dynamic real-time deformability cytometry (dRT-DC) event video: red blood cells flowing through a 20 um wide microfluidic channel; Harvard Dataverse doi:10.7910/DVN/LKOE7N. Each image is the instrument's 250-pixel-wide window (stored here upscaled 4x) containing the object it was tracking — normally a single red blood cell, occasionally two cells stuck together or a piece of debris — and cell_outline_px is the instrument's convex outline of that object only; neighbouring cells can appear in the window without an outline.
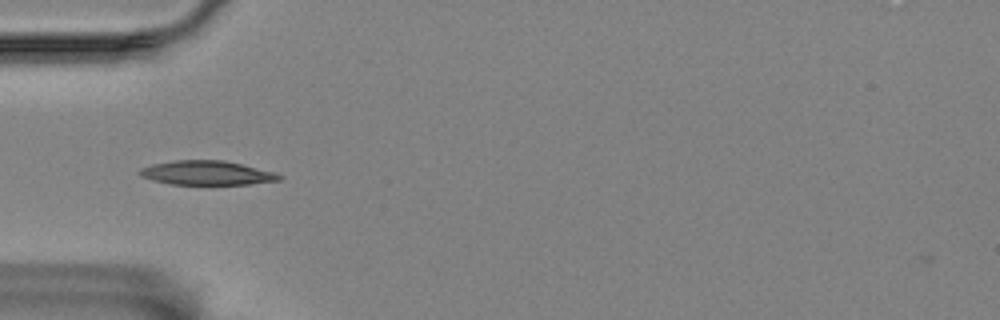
{"species": "Egyptian fruit bat (a non-hibernating species)", "species_latin": "Rousettus aegyptiacus", "temperature_condition": "room temperature", "stored_images_in_passage": 40, "camera_frame_rate_fps": 3000, "um_per_image_px": 0.085, "animal": {"sex": "female"}, "frame": {"image": 1, "passage_image": 1, "time_ms": 0.0, "image_size_px": [1000, 320], "cell_outline_px": [[284, 176], [280, 180], [248, 184], [168, 184], [152, 180], [140, 176], [136, 172], [140, 168], [152, 164], [172, 160], [224, 160], [276, 172]], "centroid_in_image_um": [17.55, 14.69], "position_along_channel_um": 67.5, "area_um2": 19.83}}
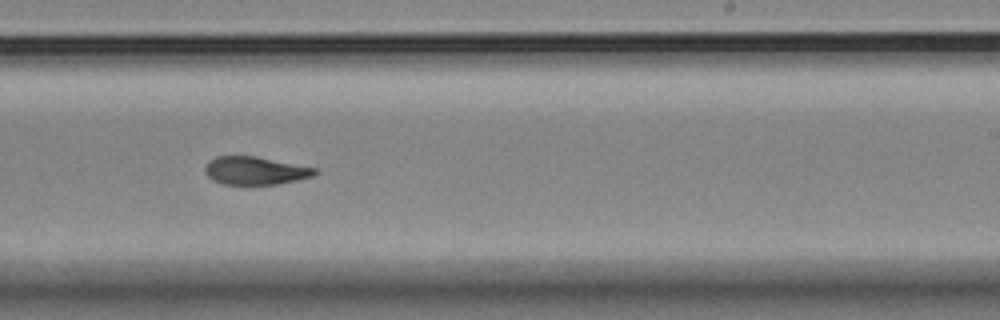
{"frame": {"image": 2, "passage_image": 18, "time_ms": 5.667, "image_size_px": [1000, 320], "cell_outline_px": [[320, 172], [312, 176], [296, 180], [276, 184], [220, 184], [212, 180], [204, 172], [204, 168], [208, 160], [216, 156], [256, 156], [316, 168]], "centroid_in_image_um": [21.65, 14.5], "position_along_channel_um": 267.3, "area_um2": 17.98}}
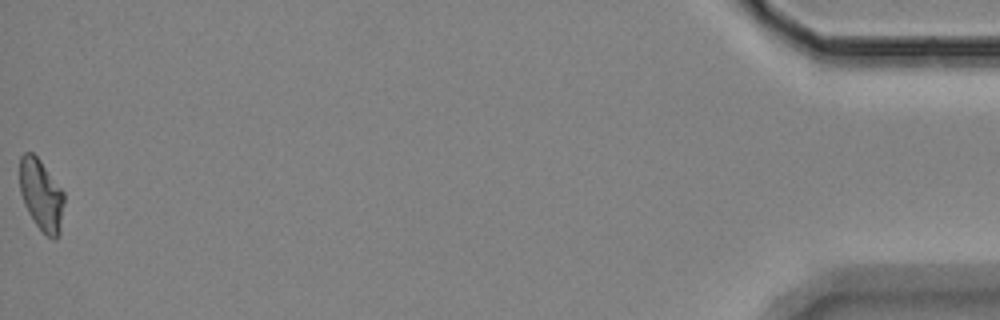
{"frame": {"image": 3, "passage_image": 40, "time_ms": 13.0, "image_size_px": [1000, 320], "cell_outline_px": [[64, 200], [60, 232], [56, 240], [52, 240], [36, 224], [28, 212], [24, 204], [20, 192], [20, 156], [24, 152], [32, 152], [40, 160], [64, 192]], "centroid_in_image_um": [3.51, 16.57], "position_along_channel_um": 431.7, "area_um2": 18.38}, "authors_computed_cell_mechanics": {"area_um2": 18.496, "velocity_mm_per_s": 3.5168, "shape_relaxation_time_tau1_ms": null, "shape_relaxation_time_tau2_ms": 3.898, "deformation_change_tau1": null, "deformation_change_tau2": 0.0929}}